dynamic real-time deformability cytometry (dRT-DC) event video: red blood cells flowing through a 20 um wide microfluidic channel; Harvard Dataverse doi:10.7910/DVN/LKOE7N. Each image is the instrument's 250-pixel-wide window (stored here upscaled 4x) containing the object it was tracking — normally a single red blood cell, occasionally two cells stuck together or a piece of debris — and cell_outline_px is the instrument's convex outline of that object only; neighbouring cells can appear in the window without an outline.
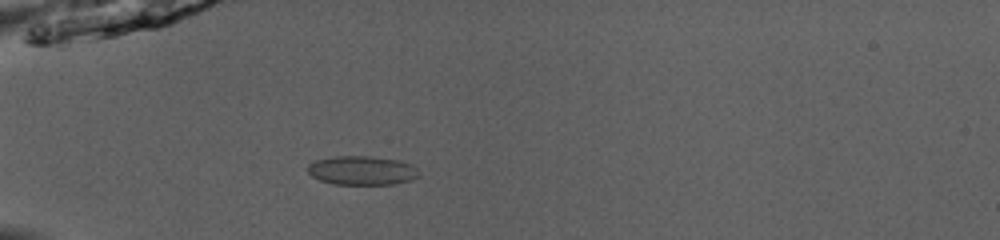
{"species": "common noctule bat (a hibernating species)", "species_latin": "Nyctalus noctula", "temperature_condition": "room temperature", "stored_images_in_passage": 32, "camera_frame_rate_fps": 3000, "um_per_image_px": 0.085, "animal": {"sex": "male", "body_mass_g": 13.0, "forearm_length_mm": 53.1}, "frame": {"image": 1, "passage_image": 1, "time_ms": 0.0, "image_size_px": [1000, 240], "cell_outline_px": [[420, 176], [412, 180], [396, 184], [332, 184], [320, 180], [312, 176], [308, 172], [308, 164], [316, 160], [332, 156], [372, 156], [400, 160], [412, 164], [420, 172]], "centroid_in_image_um": [30.81, 14.48], "position_along_channel_um": 54.2, "area_um2": 19.07}}
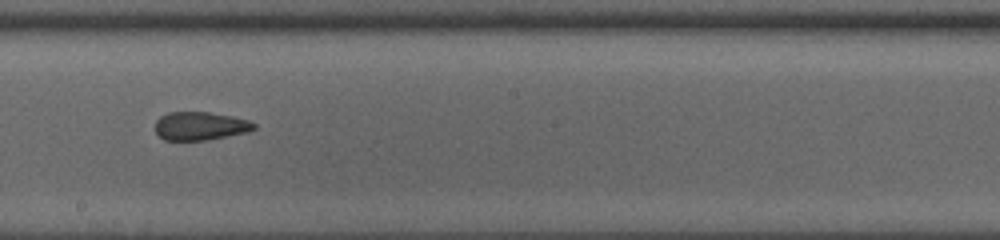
{"frame": {"image": 2, "passage_image": 15, "time_ms": 4.667, "image_size_px": [1000, 240], "cell_outline_px": [[256, 128], [248, 132], [208, 140], [164, 140], [156, 132], [156, 120], [160, 116], [168, 112], [208, 112], [232, 116], [248, 120], [256, 124]], "centroid_in_image_um": [17.03, 10.71], "position_along_channel_um": 231.2, "area_um2": 16.36}}
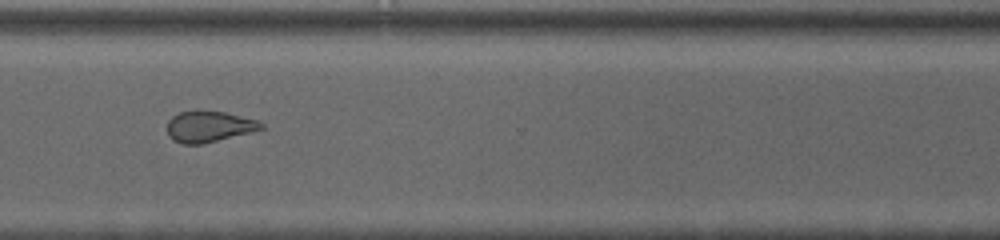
{"frame": {"image": 3, "passage_image": 24, "time_ms": 7.667, "image_size_px": [1000, 240], "cell_outline_px": [[264, 128], [204, 144], [184, 144], [172, 140], [168, 136], [168, 120], [172, 116], [180, 112], [196, 108], [224, 112], [256, 120], [264, 124]], "centroid_in_image_um": [17.71, 10.73], "position_along_channel_um": 352.9, "area_um2": 17.22}, "authors_computed_cell_mechanics": {"area_um2": 17.629, "velocity_mm_per_s": 4.0677, "shape_relaxation_time_tau1_ms": null, "shape_relaxation_time_tau2_ms": 1.1418, "deformation_change_tau1": null, "deformation_change_tau2": 0.0546}}